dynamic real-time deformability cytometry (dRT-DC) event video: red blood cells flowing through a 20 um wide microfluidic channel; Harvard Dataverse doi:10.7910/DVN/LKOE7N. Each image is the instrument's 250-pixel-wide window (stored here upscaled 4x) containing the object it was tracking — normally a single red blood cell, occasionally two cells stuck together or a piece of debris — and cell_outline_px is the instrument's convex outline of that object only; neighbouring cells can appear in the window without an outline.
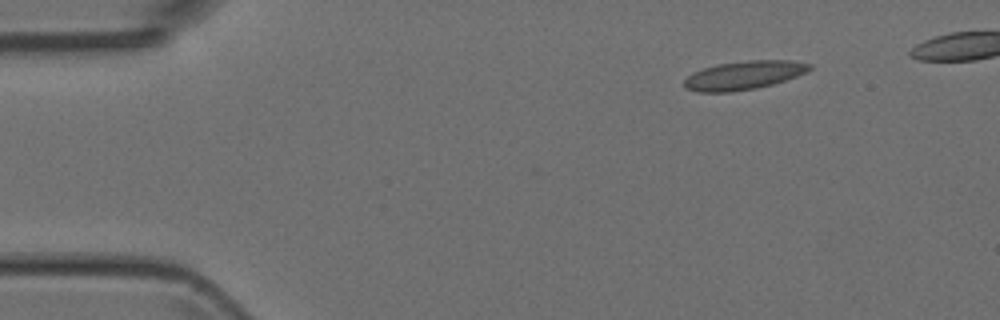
{"species": "Egyptian fruit bat (a non-hibernating species)", "species_latin": "Rousettus aegyptiacus", "temperature_condition": "room temperature", "stored_images_in_passage": 4, "camera_frame_rate_fps": 3000, "um_per_image_px": 0.085, "animal": {"sex": "female"}, "frame": {"image": 1, "passage_image": 1, "time_ms": 0.0, "image_size_px": [1000, 320], "cell_outline_px": [[812, 68], [808, 72], [772, 84], [756, 88], [732, 92], [696, 92], [684, 88], [684, 80], [692, 72], [704, 68], [720, 64], [752, 60], [792, 60], [812, 64]], "centroid_in_image_um": [63.23, 6.4], "position_along_channel_um": 21.8, "area_um2": 20.87}}